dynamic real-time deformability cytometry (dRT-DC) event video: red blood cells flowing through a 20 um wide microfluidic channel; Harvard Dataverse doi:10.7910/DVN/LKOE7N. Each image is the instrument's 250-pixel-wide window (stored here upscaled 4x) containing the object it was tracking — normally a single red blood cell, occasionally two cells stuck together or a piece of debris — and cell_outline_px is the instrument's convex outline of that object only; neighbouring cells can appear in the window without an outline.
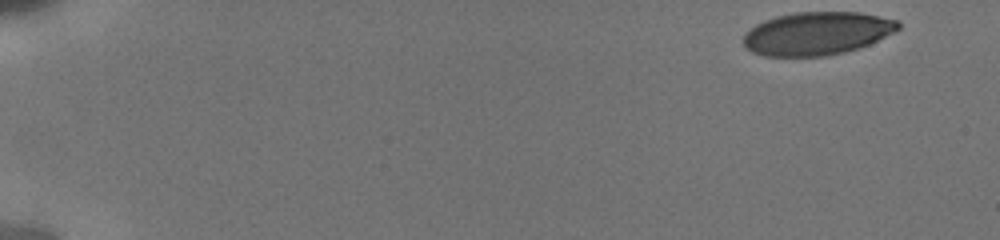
{"species": "human", "species_latin": "Homo sapiens", "temperature_condition": "cold", "stored_images_in_passage": 33, "camera_frame_rate_fps": 3000, "um_per_image_px": 0.085, "donor": {"sex": "male"}, "frame": {"image": 1, "passage_image": 1, "time_ms": 0.0, "image_size_px": [1000, 240], "cell_outline_px": [[900, 28], [868, 44], [844, 52], [824, 56], [764, 56], [752, 52], [744, 48], [744, 32], [756, 24], [764, 20], [776, 16], [796, 12], [860, 12], [900, 20]], "centroid_in_image_um": [69.4, 2.83], "position_along_channel_um": 15.6, "area_um2": 38.84}}
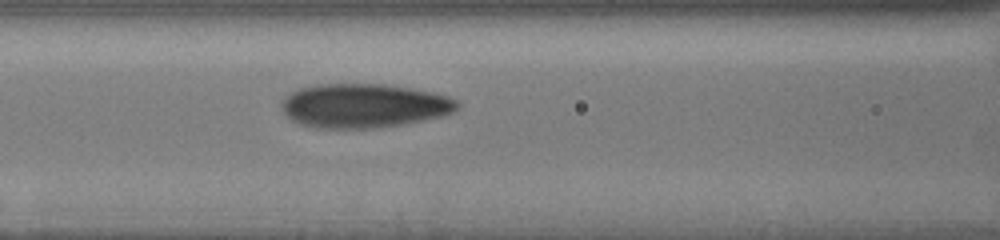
{"frame": {"image": 2, "passage_image": 19, "time_ms": 7.333, "image_size_px": [1000, 240], "cell_outline_px": [[460, 104], [452, 112], [440, 116], [424, 120], [400, 124], [372, 128], [316, 128], [300, 124], [292, 120], [284, 112], [280, 104], [284, 96], [300, 88], [316, 84], [384, 84], [432, 92], [448, 96], [456, 100]], "centroid_in_image_um": [30.89, 8.98], "position_along_channel_um": 135.7, "area_um2": 44.91}}
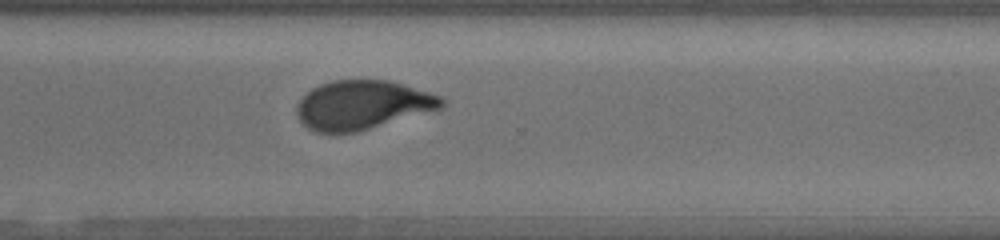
{"frame": {"image": 3, "passage_image": 33, "time_ms": 12.667, "image_size_px": [1000, 240], "cell_outline_px": [[444, 104], [440, 108], [356, 132], [320, 132], [308, 128], [300, 120], [296, 112], [296, 104], [312, 88], [320, 84], [332, 80], [388, 80], [404, 84], [440, 96], [444, 100]], "centroid_in_image_um": [30.78, 8.9], "position_along_channel_um": 339.8, "area_um2": 40.75}}